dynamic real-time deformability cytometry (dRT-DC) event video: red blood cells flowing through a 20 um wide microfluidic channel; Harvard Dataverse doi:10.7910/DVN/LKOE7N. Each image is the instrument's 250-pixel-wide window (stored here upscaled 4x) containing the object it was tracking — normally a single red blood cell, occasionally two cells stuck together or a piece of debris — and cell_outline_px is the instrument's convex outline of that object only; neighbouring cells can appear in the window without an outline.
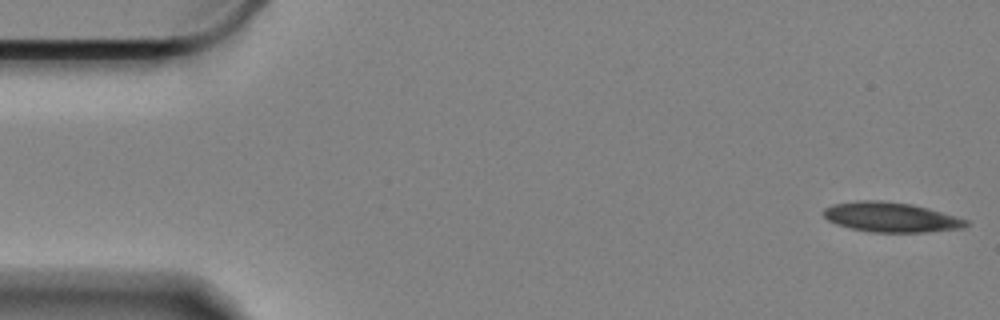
{"species": "Egyptian fruit bat (a non-hibernating species)", "species_latin": "Rousettus aegyptiacus", "temperature_condition": "cold", "stored_images_in_passage": 8, "camera_frame_rate_fps": 3000, "um_per_image_px": 0.085, "animal": {"sex": "female"}, "frame": {"image": 1, "passage_image": 1, "time_ms": 0.0, "image_size_px": [1000, 320], "cell_outline_px": [[968, 224], [964, 228], [924, 232], [872, 232], [852, 228], [836, 224], [828, 220], [824, 216], [824, 208], [836, 204], [860, 200], [880, 200], [912, 204], [928, 208], [968, 220]], "centroid_in_image_um": [75.74, 18.46], "position_along_channel_um": 9.3, "area_um2": 24.51}}